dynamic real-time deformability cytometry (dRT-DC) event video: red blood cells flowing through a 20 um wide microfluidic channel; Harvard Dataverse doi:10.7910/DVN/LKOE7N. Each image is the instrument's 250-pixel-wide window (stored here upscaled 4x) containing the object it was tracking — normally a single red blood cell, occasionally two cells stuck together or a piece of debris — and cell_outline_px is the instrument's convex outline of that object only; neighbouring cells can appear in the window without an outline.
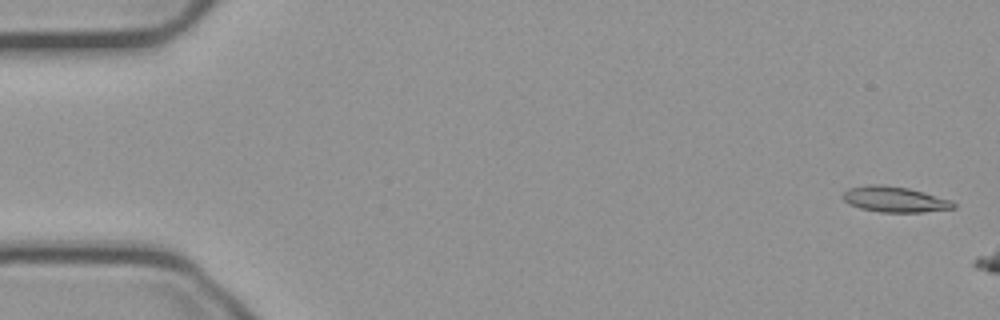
{"species": "common noctule bat (a hibernating species)", "species_latin": "Nyctalus noctula", "temperature_condition": "cold", "stored_images_in_passage": 4, "camera_frame_rate_fps": 3000, "um_per_image_px": 0.085, "animal": {"sex": "male", "body_mass_g": 23.1, "forearm_length_mm": 52.7}, "frame": {"image": 1, "passage_image": 2, "time_ms": 0.333, "image_size_px": [1000, 320], "cell_outline_px": [[956, 208], [924, 212], [880, 212], [860, 208], [848, 204], [840, 196], [848, 188], [868, 184], [884, 184], [908, 188], [924, 192], [952, 200], [956, 204]], "centroid_in_image_um": [76.04, 16.94], "position_along_channel_um": 9.0, "area_um2": 16.76}}